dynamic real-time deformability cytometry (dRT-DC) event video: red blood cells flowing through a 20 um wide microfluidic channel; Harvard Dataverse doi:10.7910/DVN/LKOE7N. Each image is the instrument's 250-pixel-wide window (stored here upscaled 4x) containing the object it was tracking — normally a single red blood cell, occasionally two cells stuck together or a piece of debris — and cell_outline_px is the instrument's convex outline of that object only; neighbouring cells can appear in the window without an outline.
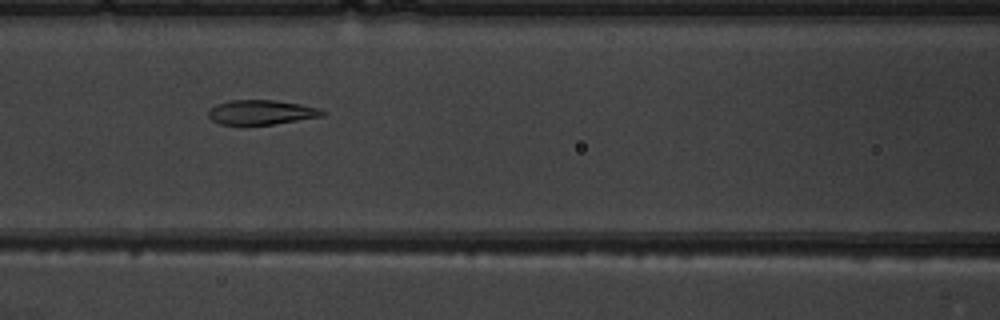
{"species": "common noctule bat (a hibernating species)", "species_latin": "Nyctalus noctula", "temperature_condition": "warm", "stored_images_in_passage": 9, "segment_of_instrument_passage": [1, 2], "camera_frame_rate_fps": 3000, "um_per_image_px": 0.085, "animal": {"sex": "male", "body_mass_g": 19.5, "forearm_length_mm": 54.6}, "frame": {"image": 1, "passage_image": 6, "time_ms": 5.667, "image_size_px": [1000, 320], "cell_outline_px": [[328, 112], [324, 116], [272, 124], [220, 124], [212, 120], [208, 116], [208, 112], [216, 104], [228, 100], [272, 100], [300, 104], [320, 108]], "centroid_in_image_um": [22.24, 9.53], "position_along_channel_um": 144.4, "area_um2": 16.24}}
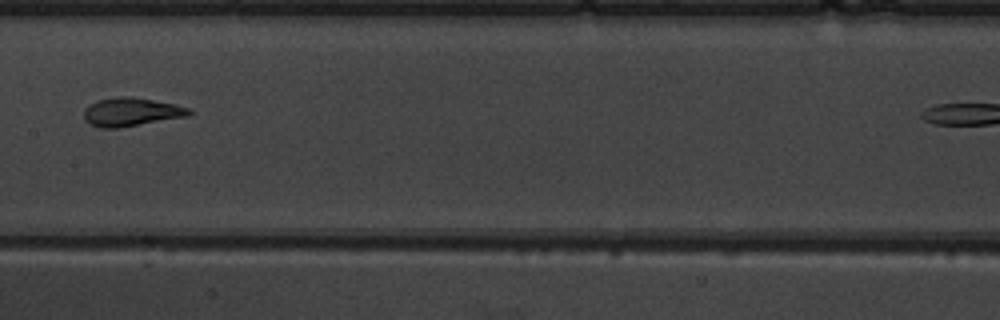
{"frame": {"image": 2, "passage_image": 7, "time_ms": 7.0, "image_size_px": [1000, 320], "cell_outline_px": [[192, 112], [188, 116], [116, 128], [100, 128], [88, 124], [84, 120], [84, 108], [88, 104], [96, 100], [116, 96], [128, 96], [176, 104], [188, 108]], "centroid_in_image_um": [11.08, 9.51], "position_along_channel_um": 196.3, "area_um2": 17.51}}
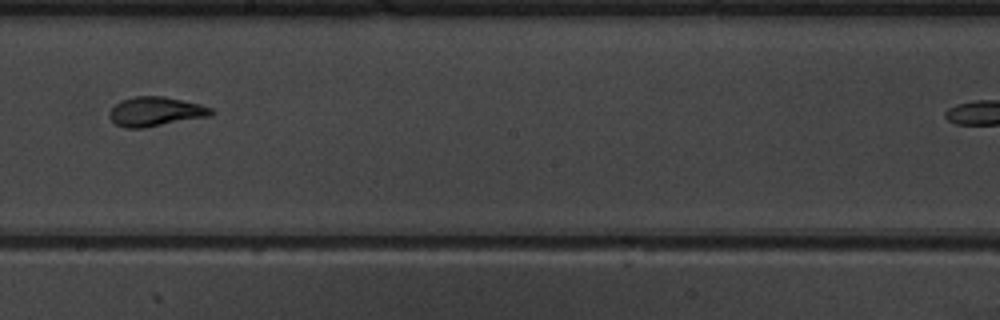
{"frame": {"image": 3, "passage_image": 8, "time_ms": 8.0, "image_size_px": [1000, 320], "cell_outline_px": [[216, 112], [208, 116], [144, 128], [124, 128], [116, 124], [108, 116], [108, 112], [120, 100], [132, 96], [164, 96], [200, 104], [212, 108]], "centroid_in_image_um": [13.2, 9.48], "position_along_channel_um": 235.0, "area_um2": 17.46}}